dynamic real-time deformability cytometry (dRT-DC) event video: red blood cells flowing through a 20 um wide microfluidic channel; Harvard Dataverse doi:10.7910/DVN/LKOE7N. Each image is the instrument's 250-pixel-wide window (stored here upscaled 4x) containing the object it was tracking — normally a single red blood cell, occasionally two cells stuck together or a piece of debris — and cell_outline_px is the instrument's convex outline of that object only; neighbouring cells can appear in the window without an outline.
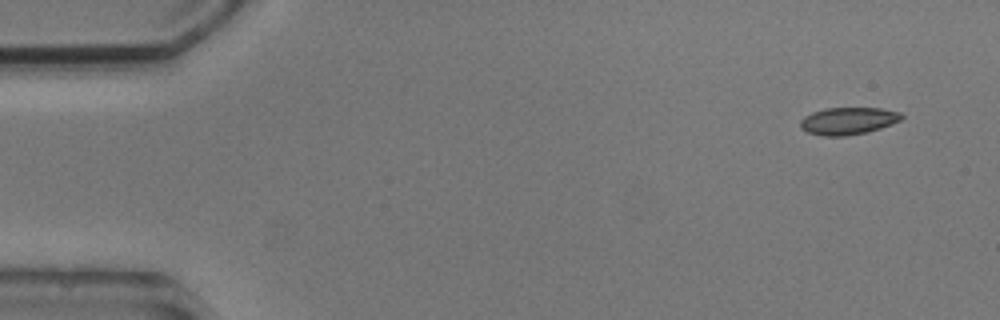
{"species": "common noctule bat (a hibernating species)", "species_latin": "Nyctalus noctula", "temperature_condition": "cold", "stored_images_in_passage": 7, "camera_frame_rate_fps": 3000, "um_per_image_px": 0.085, "animal": {"sex": "male", "body_mass_g": 20.5, "forearm_length_mm": 52.5}, "frame": {"image": 1, "passage_image": 1, "time_ms": 0.0, "image_size_px": [1000, 320], "cell_outline_px": [[904, 116], [900, 120], [892, 124], [880, 128], [848, 136], [824, 136], [808, 132], [800, 128], [800, 120], [804, 116], [812, 112], [828, 108], [880, 108], [900, 112]], "centroid_in_image_um": [72.08, 10.27], "position_along_channel_um": 12.9, "area_um2": 16.01}}
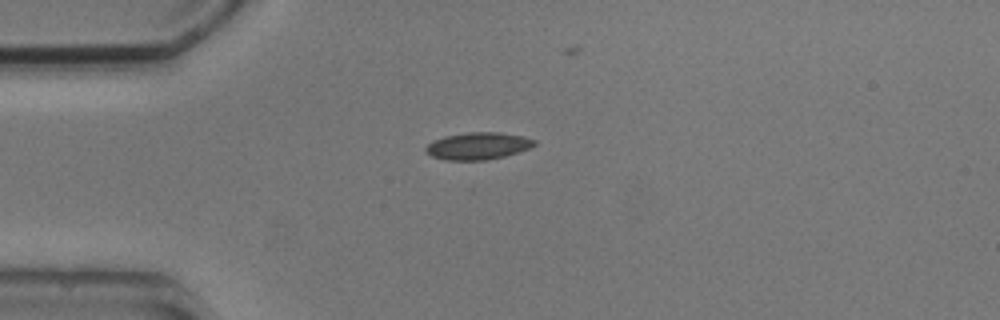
{"frame": {"image": 2, "passage_image": 4, "time_ms": 3.333, "image_size_px": [1000, 320], "cell_outline_px": [[536, 144], [528, 148], [504, 156], [488, 160], [444, 160], [432, 156], [424, 152], [424, 148], [432, 140], [444, 136], [468, 132], [500, 132], [524, 136], [536, 140]], "centroid_in_image_um": [40.58, 12.4], "position_along_channel_um": 44.4, "area_um2": 17.28}}
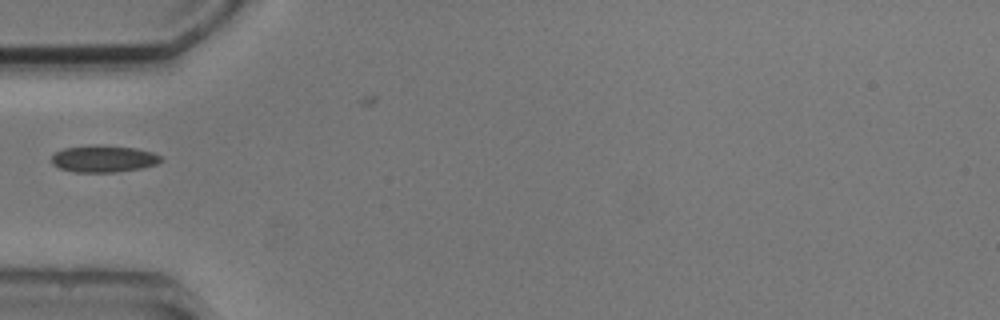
{"frame": {"image": 3, "passage_image": 5, "time_ms": 4.667, "image_size_px": [1000, 320], "cell_outline_px": [[160, 160], [156, 164], [140, 168], [116, 172], [76, 172], [60, 168], [52, 164], [52, 156], [56, 152], [64, 148], [136, 148], [152, 152], [160, 156]], "centroid_in_image_um": [8.8, 13.55], "position_along_channel_um": 76.2, "area_um2": 15.95}}